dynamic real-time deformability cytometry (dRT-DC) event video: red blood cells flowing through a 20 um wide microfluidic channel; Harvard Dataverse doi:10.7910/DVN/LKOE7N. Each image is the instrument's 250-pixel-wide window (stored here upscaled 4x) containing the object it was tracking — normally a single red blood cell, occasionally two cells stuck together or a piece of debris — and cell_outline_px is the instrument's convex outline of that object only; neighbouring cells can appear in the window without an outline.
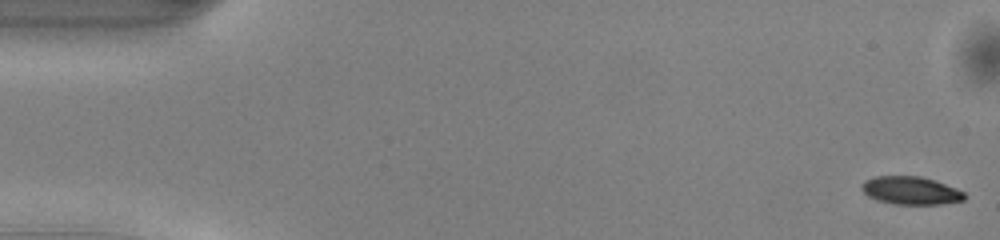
{"species": "common noctule bat (a hibernating species)", "species_latin": "Nyctalus noctula", "temperature_condition": "warm", "stored_images_in_passage": 50, "camera_frame_rate_fps": 3000, "um_per_image_px": 0.085, "animal": {"sex": "male", "body_mass_g": 13.0, "forearm_length_mm": 53.1}, "frame": {"image": 1, "passage_image": 1, "time_ms": 0.0, "image_size_px": [1000, 240], "cell_outline_px": [[964, 200], [940, 204], [896, 204], [880, 200], [868, 196], [860, 188], [860, 184], [864, 180], [872, 176], [920, 176], [956, 188], [964, 192]], "centroid_in_image_um": [77.36, 16.18], "position_along_channel_um": 7.6, "area_um2": 16.59}}
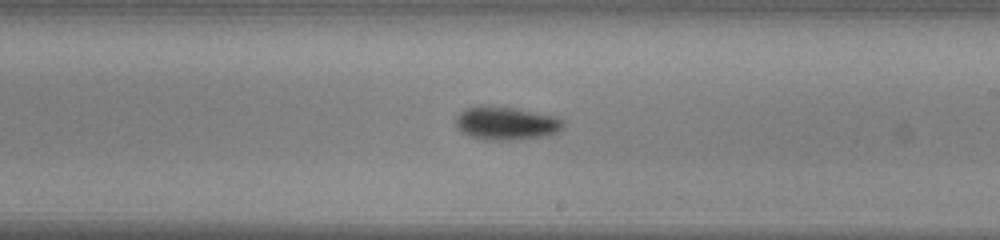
{"frame": {"image": 2, "passage_image": 29, "time_ms": 9.333, "image_size_px": [1000, 240], "cell_outline_px": [[564, 128], [560, 132], [548, 136], [516, 140], [484, 140], [468, 136], [456, 128], [456, 116], [464, 108], [480, 104], [484, 104], [512, 108], [552, 116], [564, 120]], "centroid_in_image_um": [42.99, 10.49], "position_along_channel_um": 246.0, "area_um2": 21.27}}
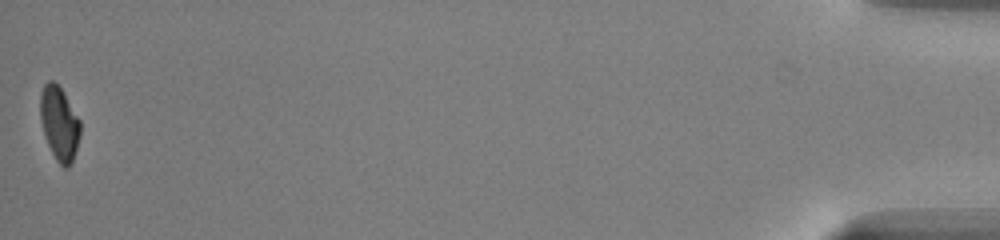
{"frame": {"image": 3, "passage_image": 50, "time_ms": 16.333, "image_size_px": [1000, 240], "cell_outline_px": [[80, 136], [72, 164], [68, 168], [64, 168], [56, 160], [48, 144], [40, 120], [40, 92], [44, 84], [48, 80], [52, 80], [60, 88], [80, 120]], "centroid_in_image_um": [5.04, 10.51], "position_along_channel_um": 430.2, "area_um2": 17.11}, "authors_computed_cell_mechanics": {"area_um2": 18.4093, "velocity_mm_per_s": 4.0939, "shape_relaxation_time_tau1_ms": 2.1893, "shape_relaxation_time_tau2_ms": null, "deformation_change_tau1": 0.1132, "deformation_change_tau2": null}}